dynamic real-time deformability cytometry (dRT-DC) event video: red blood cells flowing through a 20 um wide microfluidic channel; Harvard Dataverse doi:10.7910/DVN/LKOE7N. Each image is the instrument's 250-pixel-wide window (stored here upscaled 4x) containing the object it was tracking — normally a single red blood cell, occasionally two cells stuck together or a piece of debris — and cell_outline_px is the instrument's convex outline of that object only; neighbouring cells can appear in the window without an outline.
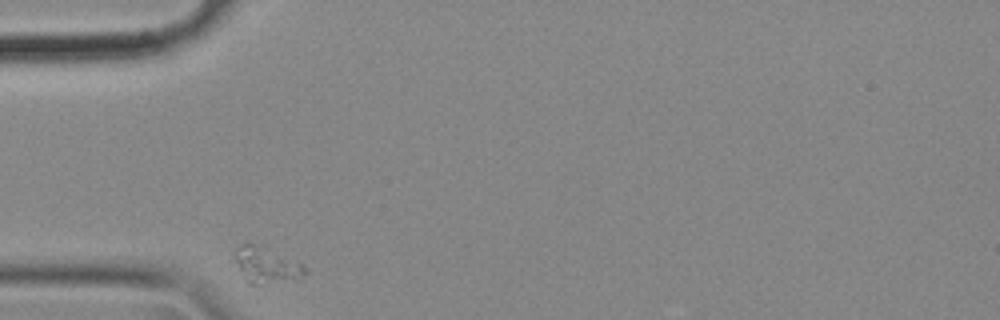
{"species": "common noctule bat (a hibernating species)", "species_latin": "Nyctalus noctula", "temperature_condition": "cold", "stored_images_in_passage": 33, "camera_frame_rate_fps": 3000, "um_per_image_px": 0.085, "animal": {"sex": "female", "body_mass_g": 18.4}, "frame": {"image": 1, "passage_image": 1, "time_ms": 0.0, "image_size_px": [1000, 320], "cell_outline_px": [[308, 272], [296, 280], [256, 284], [248, 284], [232, 252], [236, 248], [248, 240], [300, 264], [308, 268]], "centroid_in_image_um": [22.61, 22.52], "position_along_channel_um": 62.4, "area_um2": 14.39}}
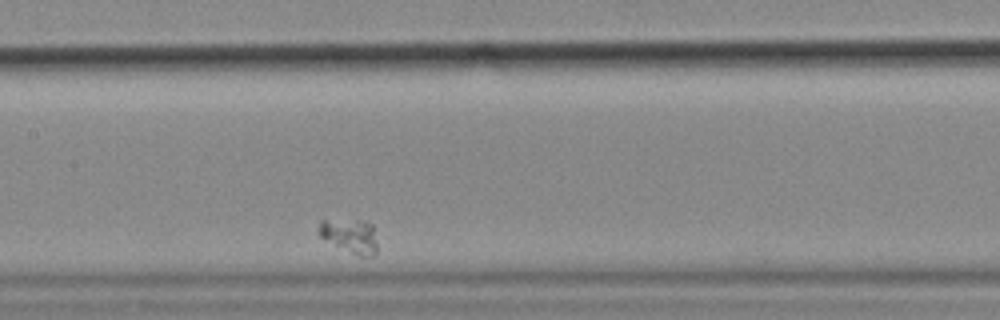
{"frame": {"image": 2, "passage_image": 14, "time_ms": 4.333, "image_size_px": [1000, 320], "cell_outline_px": [[376, 256], [360, 256], [320, 236], [316, 232], [320, 220], [364, 220], [372, 224], [376, 244]], "centroid_in_image_um": [29.75, 20.01], "position_along_channel_um": 177.7, "area_um2": 11.39}}
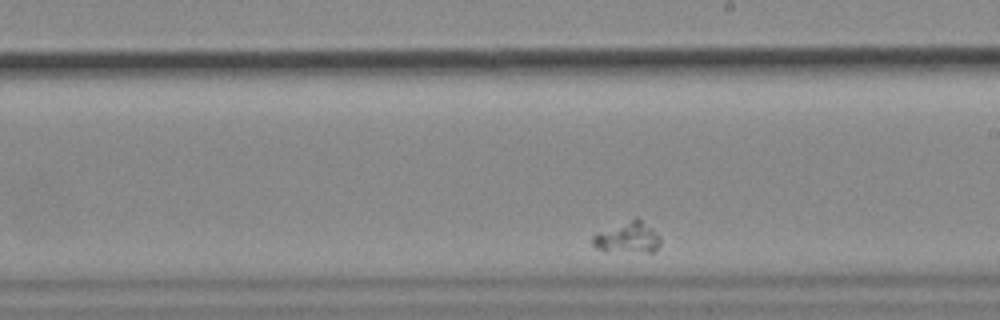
{"frame": {"image": 3, "passage_image": 20, "time_ms": 6.333, "image_size_px": [1000, 320], "cell_outline_px": [[660, 244], [652, 252], [648, 252], [596, 248], [592, 244], [592, 236], [596, 232], [636, 216], [652, 228], [660, 236]], "centroid_in_image_um": [53.36, 20.13], "position_along_channel_um": 235.6, "area_um2": 12.08}}